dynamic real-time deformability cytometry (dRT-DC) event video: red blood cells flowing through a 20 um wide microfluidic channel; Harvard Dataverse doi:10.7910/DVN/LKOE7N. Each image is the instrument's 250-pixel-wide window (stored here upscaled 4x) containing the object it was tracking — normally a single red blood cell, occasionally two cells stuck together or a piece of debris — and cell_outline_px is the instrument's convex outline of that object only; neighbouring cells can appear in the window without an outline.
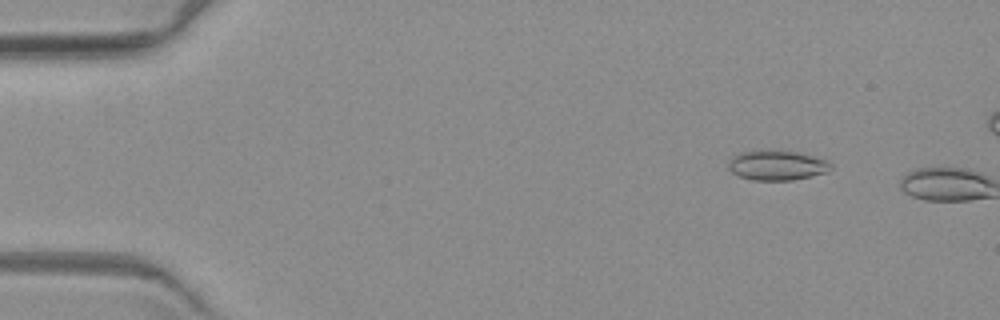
{"species": "common noctule bat (a hibernating species)", "species_latin": "Nyctalus noctula", "temperature_condition": "warm", "stored_images_in_passage": 3, "camera_frame_rate_fps": 3000, "um_per_image_px": 0.085, "animal": {"sex": "female", "body_mass_g": 19.3, "forearm_length_mm": 54.1}, "frame": {"image": 1, "passage_image": 2, "time_ms": 1.0, "image_size_px": [1000, 320], "cell_outline_px": [[832, 168], [828, 172], [792, 180], [752, 180], [740, 176], [732, 172], [728, 168], [728, 160], [740, 152], [768, 148], [796, 152], [812, 156], [824, 160], [832, 164]], "centroid_in_image_um": [66.0, 14.03], "position_along_channel_um": 19.0, "area_um2": 18.03}}